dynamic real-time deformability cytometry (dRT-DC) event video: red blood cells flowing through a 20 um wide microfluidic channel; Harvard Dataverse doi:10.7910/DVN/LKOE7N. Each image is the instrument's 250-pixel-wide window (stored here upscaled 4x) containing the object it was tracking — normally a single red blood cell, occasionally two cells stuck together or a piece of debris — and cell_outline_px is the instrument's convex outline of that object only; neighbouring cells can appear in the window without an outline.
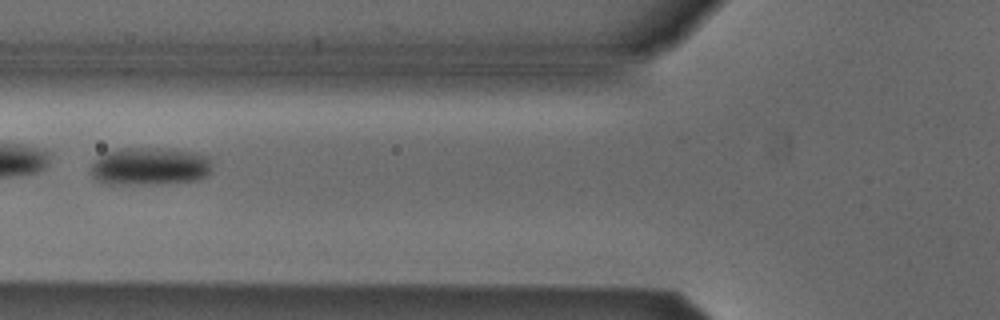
{"species": "Egyptian fruit bat (a non-hibernating species)", "species_latin": "Rousettus aegyptiacus", "temperature_condition": "cold", "stored_images_in_passage": 7, "camera_frame_rate_fps": 3000, "um_per_image_px": 0.085, "animal": {"sex": "male"}, "frame": {"image": 1, "passage_image": 6, "time_ms": 1.667, "image_size_px": [1000, 320], "cell_outline_px": [[212, 172], [208, 176], [200, 180], [144, 184], [108, 184], [96, 180], [92, 176], [92, 164], [104, 152], [120, 148], [164, 148], [192, 152], [208, 156], [212, 164]], "centroid_in_image_um": [12.77, 14.13], "position_along_channel_um": 113.0, "area_um2": 26.88}}
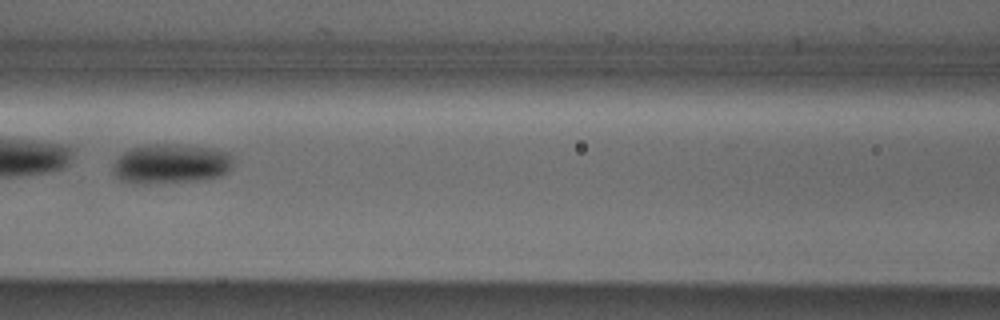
{"frame": {"image": 2, "passage_image": 7, "time_ms": 2.0, "image_size_px": [1000, 320], "cell_outline_px": [[232, 168], [220, 176], [196, 180], [144, 184], [132, 184], [120, 180], [112, 172], [112, 164], [124, 152], [132, 148], [152, 144], [180, 144], [208, 148], [228, 152], [232, 160]], "centroid_in_image_um": [14.48, 13.93], "position_along_channel_um": 152.1, "area_um2": 27.74}}